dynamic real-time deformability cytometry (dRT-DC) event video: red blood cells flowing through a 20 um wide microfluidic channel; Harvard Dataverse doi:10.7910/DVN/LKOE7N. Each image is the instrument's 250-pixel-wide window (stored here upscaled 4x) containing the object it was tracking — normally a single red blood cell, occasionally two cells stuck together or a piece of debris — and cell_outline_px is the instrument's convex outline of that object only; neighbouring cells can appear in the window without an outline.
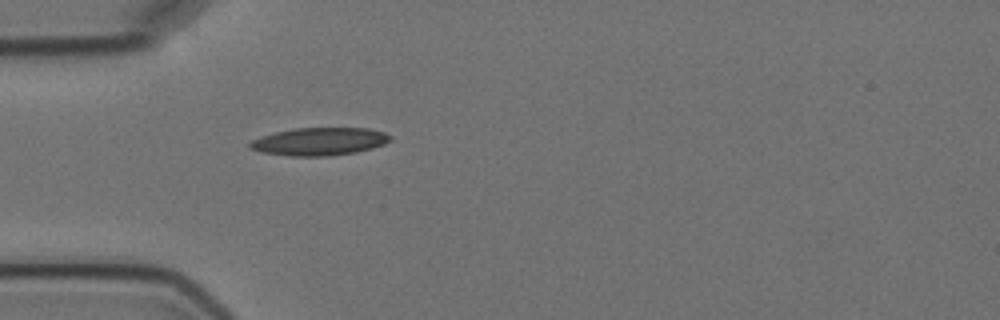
{"species": "Egyptian fruit bat (a non-hibernating species)", "species_latin": "Rousettus aegyptiacus", "temperature_condition": "cold", "stored_images_in_passage": 5, "camera_frame_rate_fps": 3000, "um_per_image_px": 0.085, "animal": {"sex": "female"}, "frame": {"image": 1, "passage_image": 5, "time_ms": 5.333, "image_size_px": [1000, 320], "cell_outline_px": [[392, 140], [384, 144], [372, 148], [356, 152], [324, 156], [288, 156], [260, 152], [248, 148], [248, 144], [252, 140], [260, 136], [292, 128], [368, 128], [384, 132], [392, 136]], "centroid_in_image_um": [27.13, 12.02], "position_along_channel_um": 57.9, "area_um2": 22.89}}